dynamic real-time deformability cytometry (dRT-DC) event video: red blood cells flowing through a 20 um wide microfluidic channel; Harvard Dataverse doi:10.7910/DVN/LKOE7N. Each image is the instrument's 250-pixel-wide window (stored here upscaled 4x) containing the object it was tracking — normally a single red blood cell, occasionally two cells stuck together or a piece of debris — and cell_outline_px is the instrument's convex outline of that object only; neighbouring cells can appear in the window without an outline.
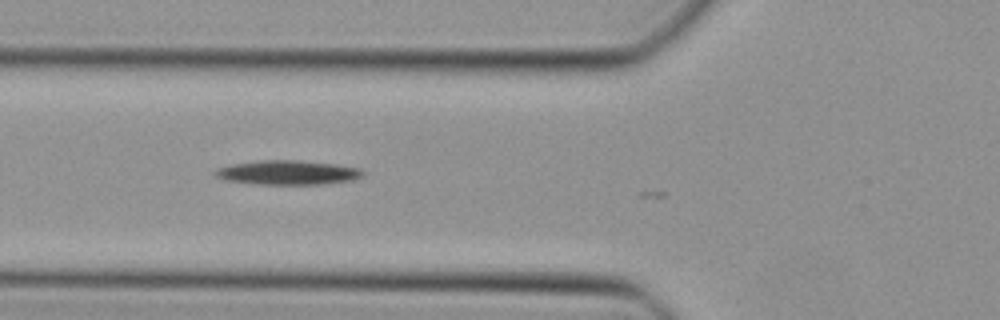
{"species": "Egyptian fruit bat (a non-hibernating species)", "species_latin": "Rousettus aegyptiacus", "temperature_condition": "cold", "stored_images_in_passage": 7, "camera_frame_rate_fps": 3000, "um_per_image_px": 0.085, "animal": {"sex": "female"}, "frame": {"image": 1, "passage_image": 5, "time_ms": 1.333, "image_size_px": [1000, 320], "cell_outline_px": [[364, 176], [352, 180], [328, 184], [260, 184], [228, 180], [216, 176], [212, 172], [216, 168], [232, 164], [260, 160], [296, 160], [336, 164], [360, 168], [364, 172]], "centroid_in_image_um": [24.49, 14.66], "position_along_channel_um": 101.3, "area_um2": 20.92}}